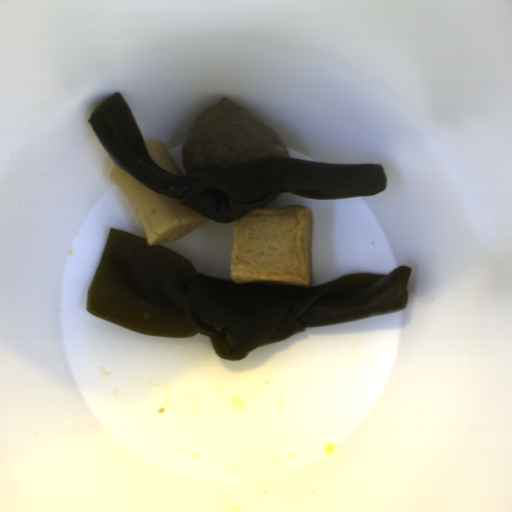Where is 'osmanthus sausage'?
Segmentation results:
<instances>
[{"mask_svg": "<svg viewBox=\"0 0 512 512\" xmlns=\"http://www.w3.org/2000/svg\"><path fill=\"white\" fill-rule=\"evenodd\" d=\"M108 178L133 206L148 246L178 240L211 219L178 199L143 185L118 165L111 169Z\"/></svg>", "mask_w": 512, "mask_h": 512, "instance_id": "1", "label": "osmanthus sausage"}, {"mask_svg": "<svg viewBox=\"0 0 512 512\" xmlns=\"http://www.w3.org/2000/svg\"><path fill=\"white\" fill-rule=\"evenodd\" d=\"M151 159L162 170L171 175L184 177L175 160L160 140L145 143Z\"/></svg>", "mask_w": 512, "mask_h": 512, "instance_id": "2", "label": "osmanthus sausage"}]
</instances>
